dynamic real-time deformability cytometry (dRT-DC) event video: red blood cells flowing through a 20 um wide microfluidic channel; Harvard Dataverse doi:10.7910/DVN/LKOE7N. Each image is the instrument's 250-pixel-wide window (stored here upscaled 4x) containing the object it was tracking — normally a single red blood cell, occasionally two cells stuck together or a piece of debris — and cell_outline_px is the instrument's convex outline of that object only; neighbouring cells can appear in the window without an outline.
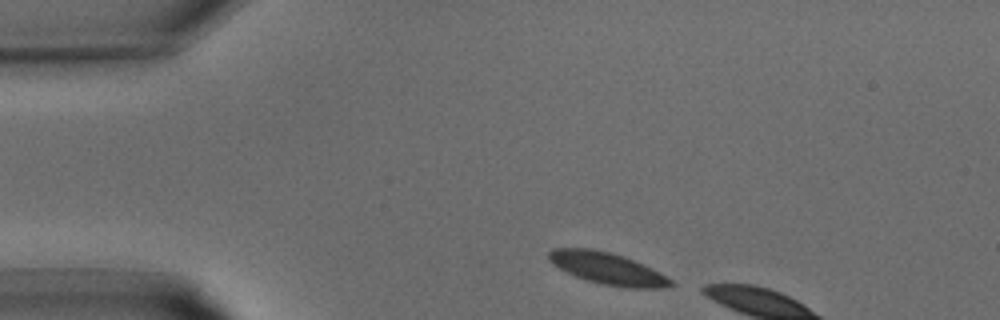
{"species": "common noctule bat (a hibernating species)", "species_latin": "Nyctalus noctula", "temperature_condition": "warm", "stored_images_in_passage": 3, "camera_frame_rate_fps": 3000, "um_per_image_px": 0.085, "animal": {"sex": "male", "body_mass_g": 15.6}, "frame": {"image": 1, "passage_image": 1, "time_ms": 0.0, "image_size_px": [1000, 320], "cell_outline_px": [[676, 284], [664, 288], [632, 288], [604, 284], [588, 280], [576, 276], [552, 264], [548, 260], [548, 252], [552, 248], [592, 248], [624, 256], [652, 268], [672, 280]], "centroid_in_image_um": [51.64, 22.81], "position_along_channel_um": 33.4, "area_um2": 22.43}}